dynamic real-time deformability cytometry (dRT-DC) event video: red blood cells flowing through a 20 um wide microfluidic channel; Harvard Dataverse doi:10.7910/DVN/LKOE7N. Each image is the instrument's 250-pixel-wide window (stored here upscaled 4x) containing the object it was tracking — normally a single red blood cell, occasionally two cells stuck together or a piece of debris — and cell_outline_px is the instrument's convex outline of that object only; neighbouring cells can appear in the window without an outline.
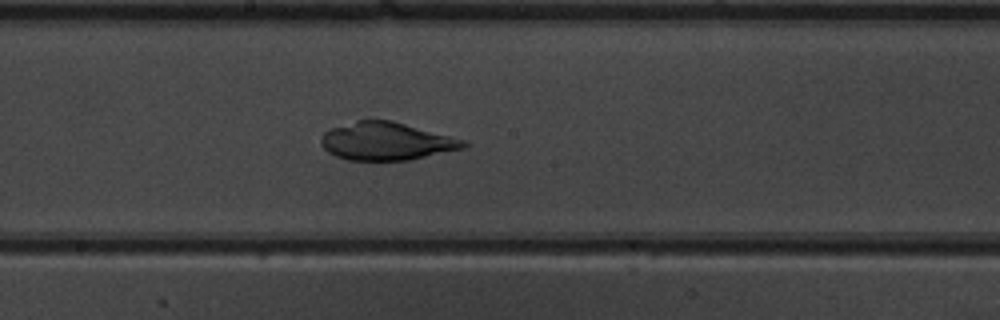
{"species": "common noctule bat (a hibernating species)", "species_latin": "Nyctalus noctula", "temperature_condition": "warm", "stored_images_in_passage": 41, "camera_frame_rate_fps": 3000, "um_per_image_px": 0.085, "animal": {"sex": "male", "body_mass_g": 19.5, "forearm_length_mm": 54.6}, "frame": {"image": 1, "passage_image": 18, "time_ms": 5.667, "image_size_px": [1000, 320], "cell_outline_px": [[468, 144], [464, 148], [408, 160], [348, 160], [336, 156], [328, 152], [320, 144], [320, 140], [324, 132], [332, 128], [356, 120], [392, 120], [464, 140]], "centroid_in_image_um": [32.81, 12.0], "position_along_channel_um": 215.4, "area_um2": 31.15}}